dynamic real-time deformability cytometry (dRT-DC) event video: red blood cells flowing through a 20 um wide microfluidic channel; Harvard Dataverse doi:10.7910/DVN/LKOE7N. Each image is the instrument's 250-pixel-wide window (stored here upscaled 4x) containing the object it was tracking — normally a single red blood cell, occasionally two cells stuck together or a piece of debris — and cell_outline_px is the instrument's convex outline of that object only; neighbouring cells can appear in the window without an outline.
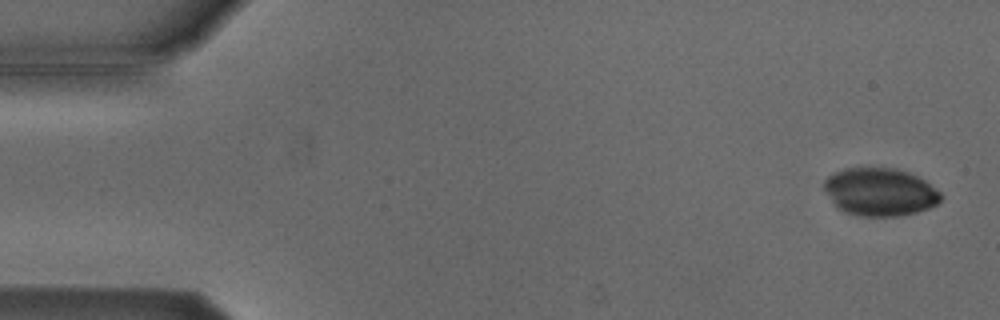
{"species": "Egyptian fruit bat (a non-hibernating species)", "species_latin": "Rousettus aegyptiacus", "temperature_condition": "cold", "stored_images_in_passage": 4, "camera_frame_rate_fps": 3000, "um_per_image_px": 0.085, "animal": {"sex": "male"}, "frame": {"image": 1, "passage_image": 1, "time_ms": 0.0, "image_size_px": [1000, 320], "cell_outline_px": [[940, 200], [936, 204], [928, 208], [916, 212], [900, 216], [860, 216], [836, 208], [824, 192], [824, 180], [828, 176], [844, 168], [896, 168], [908, 172], [924, 180], [940, 192]], "centroid_in_image_um": [74.75, 16.31], "position_along_channel_um": 10.2, "area_um2": 32.48}}